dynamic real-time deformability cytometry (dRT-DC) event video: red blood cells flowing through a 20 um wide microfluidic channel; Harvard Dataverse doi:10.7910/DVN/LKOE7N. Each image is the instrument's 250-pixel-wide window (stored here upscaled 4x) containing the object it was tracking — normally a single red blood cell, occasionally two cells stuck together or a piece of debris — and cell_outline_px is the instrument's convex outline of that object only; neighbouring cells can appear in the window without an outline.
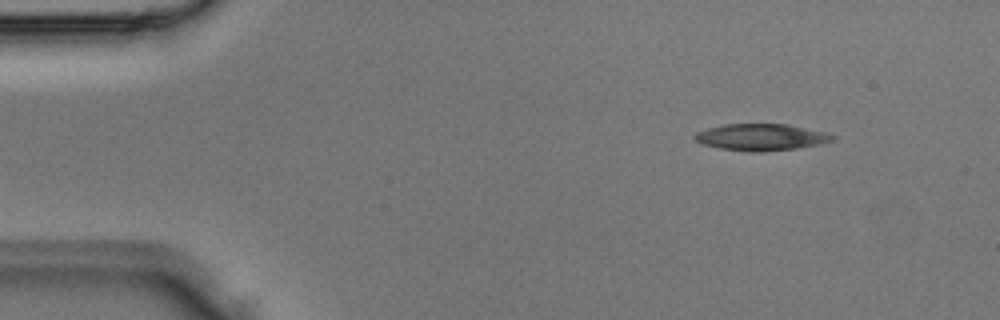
{"species": "Egyptian fruit bat (a non-hibernating species)", "species_latin": "Rousettus aegyptiacus", "temperature_condition": "room temperature", "stored_images_in_passage": 3, "camera_frame_rate_fps": 3000, "um_per_image_px": 0.085, "animal": {"sex": "male"}, "frame": {"image": 1, "passage_image": 1, "time_ms": 0.0, "image_size_px": [1000, 320], "cell_outline_px": [[836, 136], [832, 140], [820, 144], [796, 148], [760, 152], [748, 152], [720, 148], [704, 144], [696, 140], [692, 136], [696, 132], [708, 128], [724, 124], [788, 124], [824, 132]], "centroid_in_image_um": [64.67, 11.66], "position_along_channel_um": 20.3, "area_um2": 21.27}}
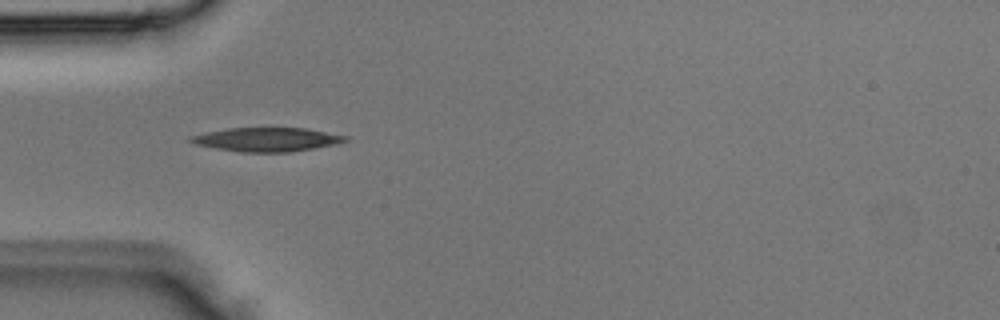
{"frame": {"image": 2, "passage_image": 3, "time_ms": 0.667, "image_size_px": [1000, 320], "cell_outline_px": [[348, 140], [332, 144], [312, 148], [288, 152], [240, 152], [216, 148], [196, 144], [188, 140], [188, 136], [204, 132], [228, 128], [308, 128], [348, 136]], "centroid_in_image_um": [22.63, 11.84], "position_along_channel_um": 62.4, "area_um2": 21.39}}